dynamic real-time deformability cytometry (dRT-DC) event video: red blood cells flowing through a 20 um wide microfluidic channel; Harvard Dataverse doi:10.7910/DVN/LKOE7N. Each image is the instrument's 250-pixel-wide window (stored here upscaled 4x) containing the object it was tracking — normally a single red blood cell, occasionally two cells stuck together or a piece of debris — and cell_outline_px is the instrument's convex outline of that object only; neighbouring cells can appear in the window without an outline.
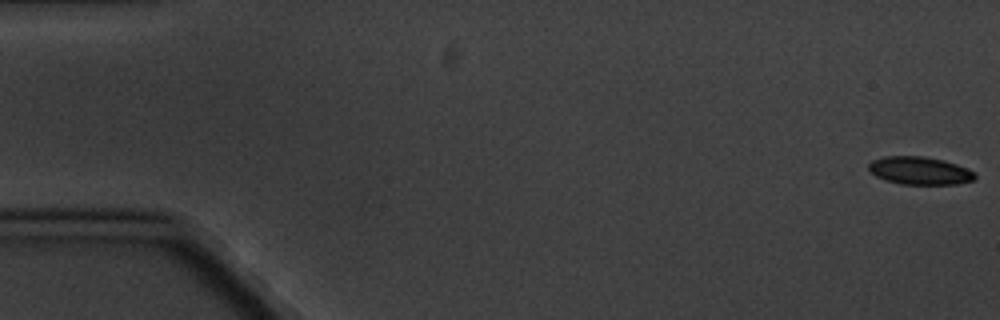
{"species": "common noctule bat (a hibernating species)", "species_latin": "Nyctalus noctula", "temperature_condition": "cold", "stored_images_in_passage": 5, "camera_frame_rate_fps": 3000, "um_per_image_px": 0.085, "animal": {"sex": "male", "body_mass_g": 20.1, "forearm_length_mm": 53.5}, "frame": {"image": 1, "passage_image": 1, "time_ms": 0.0, "image_size_px": [1000, 320], "cell_outline_px": [[976, 180], [956, 184], [900, 184], [884, 180], [876, 176], [868, 168], [868, 164], [872, 160], [884, 156], [924, 156], [944, 160], [956, 164], [976, 172]], "centroid_in_image_um": [78.19, 14.5], "position_along_channel_um": 6.8, "area_um2": 17.4}}
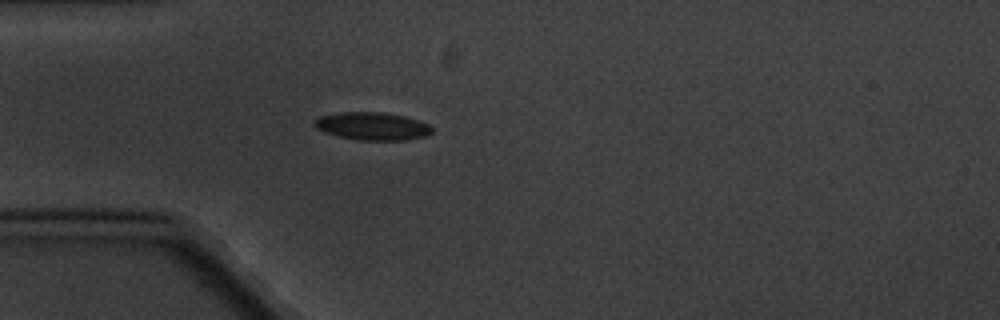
{"frame": {"image": 2, "passage_image": 5, "time_ms": 5.333, "image_size_px": [1000, 320], "cell_outline_px": [[432, 132], [424, 136], [408, 140], [356, 140], [324, 132], [316, 128], [312, 124], [312, 120], [320, 116], [340, 112], [384, 112], [404, 116], [428, 124], [432, 128]], "centroid_in_image_um": [31.6, 10.72], "position_along_channel_um": 53.4, "area_um2": 19.07}}